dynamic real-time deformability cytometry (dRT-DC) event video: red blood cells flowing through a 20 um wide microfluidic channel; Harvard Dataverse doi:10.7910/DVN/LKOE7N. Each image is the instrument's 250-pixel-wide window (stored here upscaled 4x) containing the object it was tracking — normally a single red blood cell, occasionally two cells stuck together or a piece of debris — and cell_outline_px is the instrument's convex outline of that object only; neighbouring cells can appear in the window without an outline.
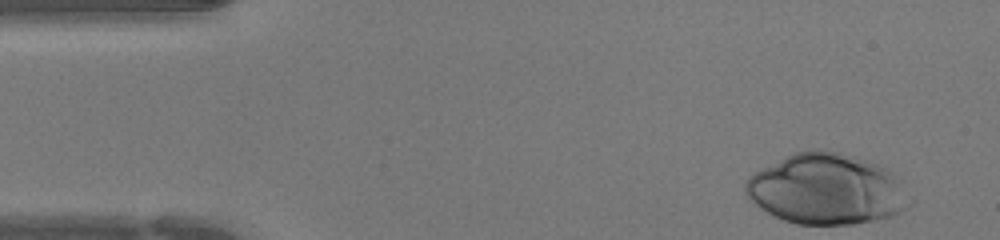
{"species": "human", "species_latin": "Homo sapiens", "temperature_condition": "warm", "stored_images_in_passage": 34, "camera_frame_rate_fps": 3000, "um_per_image_px": 0.085, "donor": {"sex": "female"}, "frame": {"image": 1, "passage_image": 1, "time_ms": 0.0, "image_size_px": [1000, 240], "cell_outline_px": [[916, 200], [908, 208], [892, 216], [852, 224], [796, 224], [784, 220], [760, 208], [744, 192], [744, 184], [748, 176], [796, 152], [816, 148], [840, 152], [876, 164], [892, 172], [896, 176]], "centroid_in_image_um": [70.32, 16.09], "position_along_channel_um": 14.7, "area_um2": 67.51}}